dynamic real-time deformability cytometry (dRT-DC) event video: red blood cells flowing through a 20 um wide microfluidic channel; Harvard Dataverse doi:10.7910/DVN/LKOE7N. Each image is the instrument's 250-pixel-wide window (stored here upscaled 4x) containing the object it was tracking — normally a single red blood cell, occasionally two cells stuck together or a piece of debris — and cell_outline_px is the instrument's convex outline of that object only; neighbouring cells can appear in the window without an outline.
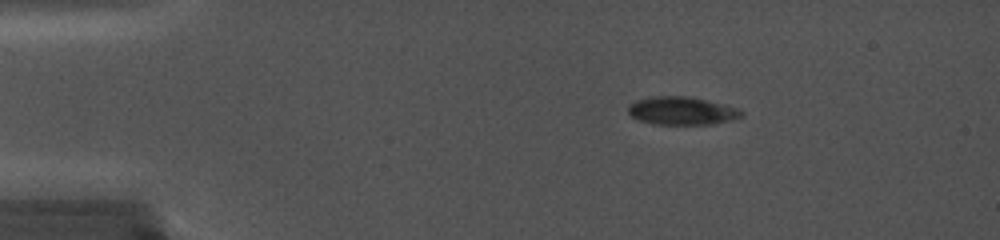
{"species": "common noctule bat (a hibernating species)", "species_latin": "Nyctalus noctula", "temperature_condition": "cold", "stored_images_in_passage": 69, "camera_frame_rate_fps": 5000, "um_per_image_px": 0.085, "animal": {"sex": "female", "body_mass_g": 19.0, "forearm_length_mm": 56.7}, "frame": {"image": 1, "passage_image": 16, "time_ms": 3.0, "image_size_px": [1000, 240], "cell_outline_px": [[744, 116], [732, 120], [712, 124], [652, 124], [640, 120], [632, 116], [628, 112], [628, 104], [636, 100], [656, 96], [684, 96], [724, 104], [740, 108], [744, 112]], "centroid_in_image_um": [57.98, 9.42], "position_along_channel_um": 27.0, "area_um2": 18.5}}
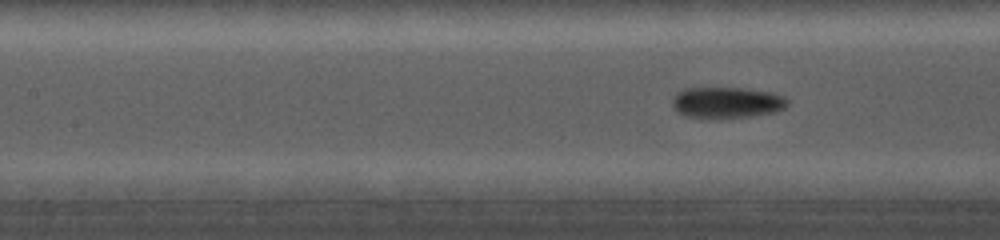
{"frame": {"image": 2, "passage_image": 41, "time_ms": 8.0, "image_size_px": [1000, 240], "cell_outline_px": [[788, 104], [784, 108], [776, 112], [752, 116], [684, 116], [676, 112], [672, 108], [672, 100], [676, 92], [684, 88], [744, 88], [772, 92], [784, 96], [788, 100]], "centroid_in_image_um": [61.77, 8.68], "position_along_channel_um": 145.6, "area_um2": 20.63}}
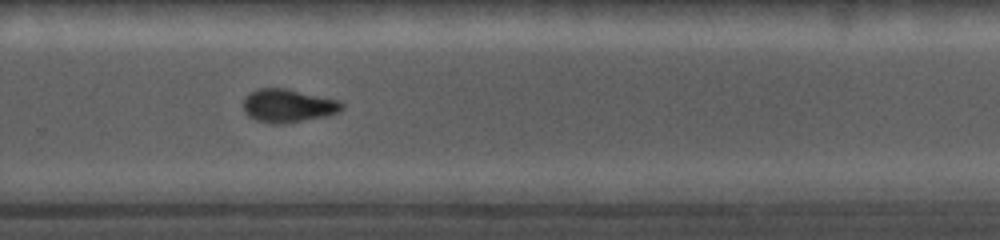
{"frame": {"image": 3, "passage_image": 62, "time_ms": 12.2, "image_size_px": [1000, 240], "cell_outline_px": [[344, 108], [340, 112], [328, 116], [284, 124], [272, 124], [256, 120], [248, 116], [244, 112], [244, 96], [248, 92], [260, 88], [288, 88], [340, 100], [344, 104]], "centroid_in_image_um": [24.51, 8.98], "position_along_channel_um": 305.3, "area_um2": 19.59}}